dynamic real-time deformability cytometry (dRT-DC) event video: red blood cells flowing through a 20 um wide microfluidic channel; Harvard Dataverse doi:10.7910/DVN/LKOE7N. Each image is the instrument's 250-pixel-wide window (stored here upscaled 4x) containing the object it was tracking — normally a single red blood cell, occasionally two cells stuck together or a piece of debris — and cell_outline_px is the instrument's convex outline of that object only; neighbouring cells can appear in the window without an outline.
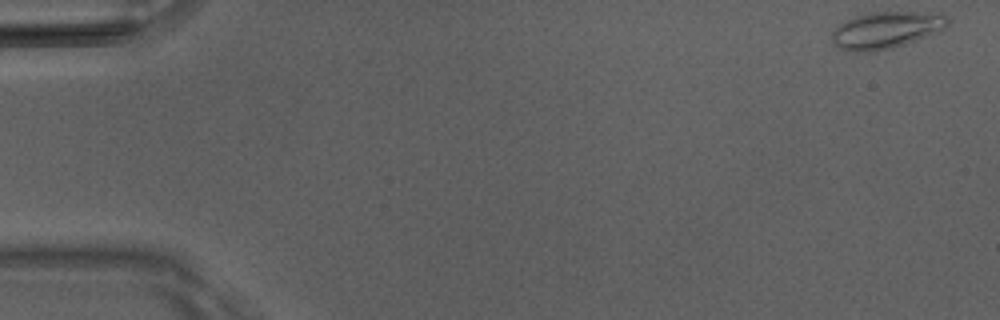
{"species": "Egyptian fruit bat (a non-hibernating species)", "species_latin": "Rousettus aegyptiacus", "temperature_condition": "room temperature", "stored_images_in_passage": 50, "camera_frame_rate_fps": 3000, "um_per_image_px": 0.085, "animal": {"sex": "male"}, "frame": {"image": 1, "passage_image": 1, "time_ms": 0.0, "image_size_px": [1000, 320], "cell_outline_px": [[948, 24], [944, 28], [916, 40], [892, 48], [868, 52], [852, 52], [840, 48], [832, 40], [832, 32], [840, 24], [856, 16], [868, 12], [944, 12], [948, 20]], "centroid_in_image_um": [75.33, 2.54], "position_along_channel_um": 9.7, "area_um2": 24.62}}
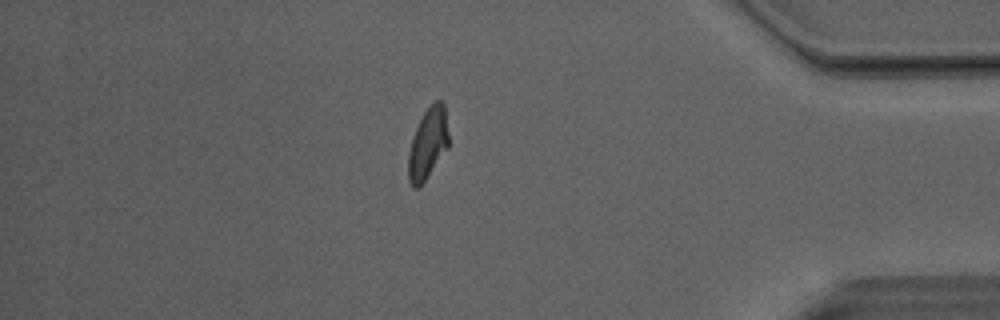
{"frame": {"image": 2, "passage_image": 43, "time_ms": 14.0, "image_size_px": [1000, 320], "cell_outline_px": [[448, 148], [420, 188], [412, 188], [408, 180], [408, 152], [416, 128], [424, 112], [436, 100], [440, 100], [444, 104], [448, 136]], "centroid_in_image_um": [36.36, 12.27], "position_along_channel_um": 398.8, "area_um2": 16.65}}
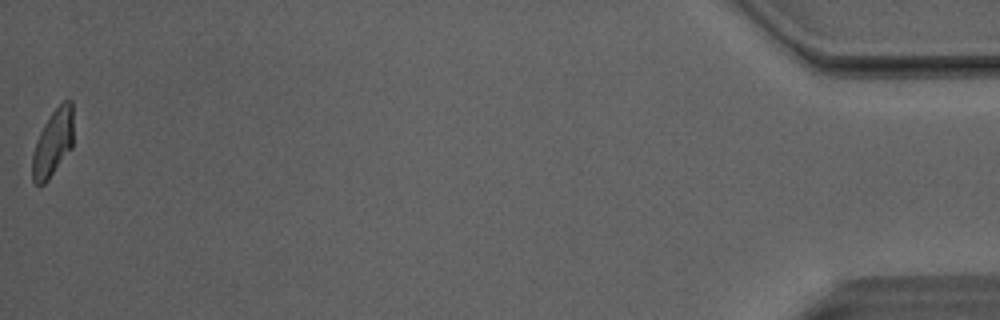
{"frame": {"image": 3, "passage_image": 50, "time_ms": 16.333, "image_size_px": [1000, 320], "cell_outline_px": [[72, 148], [48, 180], [44, 184], [36, 184], [32, 180], [32, 156], [36, 140], [44, 124], [52, 112], [64, 100], [72, 100]], "centroid_in_image_um": [4.49, 12.16], "position_along_channel_um": 430.7, "area_um2": 15.9}, "authors_computed_cell_mechanics": {"area_um2": 17.2244, "velocity_mm_per_s": 4.079, "shape_relaxation_time_tau1_ms": 4.1978, "shape_relaxation_time_tau2_ms": 2.14, "deformation_change_tau1": 0.1619, "deformation_change_tau2": 0.092}}